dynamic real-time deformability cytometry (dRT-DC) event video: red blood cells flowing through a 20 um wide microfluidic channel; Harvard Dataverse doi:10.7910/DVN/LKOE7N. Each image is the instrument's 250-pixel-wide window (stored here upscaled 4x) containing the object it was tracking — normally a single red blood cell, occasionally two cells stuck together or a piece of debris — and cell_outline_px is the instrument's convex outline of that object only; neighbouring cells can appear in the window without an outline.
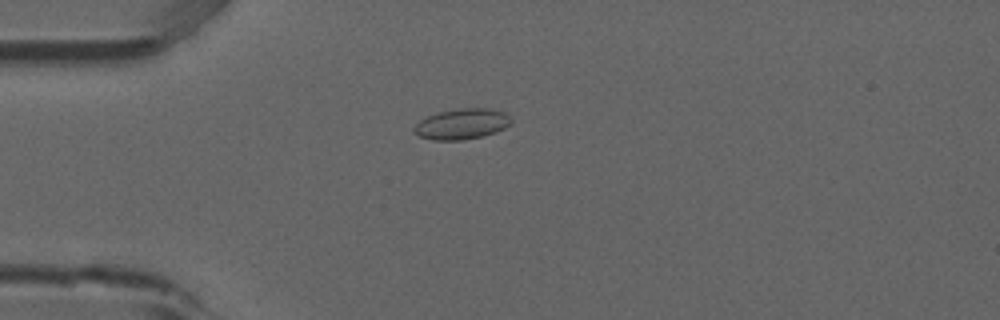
{"species": "common noctule bat (a hibernating species)", "species_latin": "Nyctalus noctula", "temperature_condition": "room temperature", "stored_images_in_passage": 4, "camera_frame_rate_fps": 3000, "um_per_image_px": 0.085, "animal": {"sex": "male", "forearm_length_mm": 52.5}, "frame": {"image": 1, "passage_image": 1, "time_ms": 0.0, "image_size_px": [1000, 320], "cell_outline_px": [[512, 120], [504, 128], [496, 132], [464, 140], [432, 140], [420, 136], [412, 132], [412, 128], [420, 120], [428, 116], [440, 112], [460, 108], [492, 108], [504, 112]], "centroid_in_image_um": [39.23, 10.54], "position_along_channel_um": 45.8, "area_um2": 17.22}}